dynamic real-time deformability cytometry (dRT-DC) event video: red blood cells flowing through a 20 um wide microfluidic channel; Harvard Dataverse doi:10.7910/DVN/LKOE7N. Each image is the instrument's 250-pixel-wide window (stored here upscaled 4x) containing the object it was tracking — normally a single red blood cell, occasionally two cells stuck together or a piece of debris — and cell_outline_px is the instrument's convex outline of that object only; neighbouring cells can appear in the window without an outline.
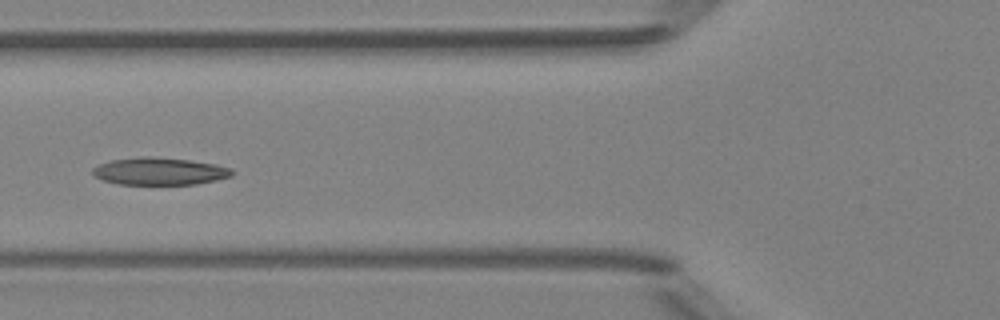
{"species": "Egyptian fruit bat (a non-hibernating species)", "species_latin": "Rousettus aegyptiacus", "temperature_condition": "room temperature", "stored_images_in_passage": 6, "camera_frame_rate_fps": 3000, "um_per_image_px": 0.085, "animal": {"sex": "female"}, "frame": {"image": 1, "passage_image": 4, "time_ms": 4.333, "image_size_px": [1000, 320], "cell_outline_px": [[232, 176], [216, 180], [196, 184], [116, 184], [104, 180], [96, 176], [92, 172], [92, 168], [108, 160], [140, 156], [148, 156], [188, 160], [216, 164], [232, 168]], "centroid_in_image_um": [13.55, 14.55], "position_along_channel_um": 112.3, "area_um2": 22.2}}
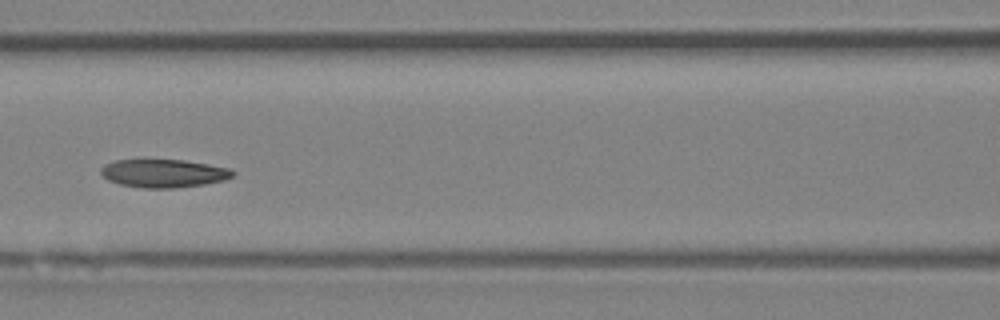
{"frame": {"image": 2, "passage_image": 5, "time_ms": 5.333, "image_size_px": [1000, 320], "cell_outline_px": [[236, 172], [232, 176], [224, 180], [204, 184], [176, 188], [140, 188], [120, 184], [108, 180], [100, 172], [100, 168], [104, 164], [116, 160], [184, 160], [208, 164], [228, 168]], "centroid_in_image_um": [13.89, 14.73], "position_along_channel_um": 152.7, "area_um2": 21.62}}
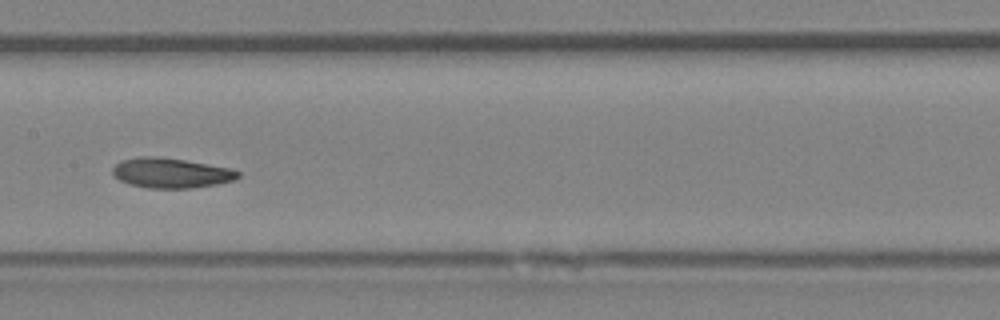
{"frame": {"image": 3, "passage_image": 6, "time_ms": 6.333, "image_size_px": [1000, 320], "cell_outline_px": [[240, 176], [236, 180], [216, 184], [192, 188], [148, 188], [128, 184], [120, 180], [112, 172], [112, 168], [120, 160], [140, 156], [156, 156], [184, 160], [232, 168], [240, 172]], "centroid_in_image_um": [14.55, 14.7], "position_along_channel_um": 192.9, "area_um2": 22.02}}